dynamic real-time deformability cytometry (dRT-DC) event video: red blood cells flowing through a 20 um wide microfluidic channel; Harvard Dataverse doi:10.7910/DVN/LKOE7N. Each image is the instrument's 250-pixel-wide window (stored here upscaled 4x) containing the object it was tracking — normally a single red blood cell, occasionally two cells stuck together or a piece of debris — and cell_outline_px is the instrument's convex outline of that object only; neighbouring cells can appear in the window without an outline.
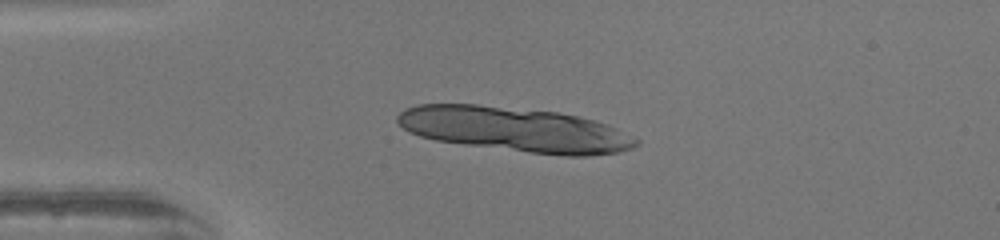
{"species": "human", "species_latin": "Homo sapiens", "temperature_condition": "warm", "stored_images_in_passage": 38, "segment_of_instrument_passage": [1, 2], "camera_frame_rate_fps": 3000, "um_per_image_px": 0.085, "donor": {"sex": "female"}, "frame": {"image": 1, "passage_image": 1, "time_ms": 0.0, "image_size_px": [1000, 240], "cell_outline_px": [[640, 144], [632, 148], [616, 152], [588, 156], [564, 156], [528, 152], [464, 144], [436, 140], [420, 136], [404, 128], [396, 120], [396, 116], [404, 108], [420, 104], [476, 104], [556, 112], [596, 120], [608, 124], [640, 140]], "centroid_in_image_um": [43.79, 11.0], "position_along_channel_um": 41.2, "area_um2": 61.73}}